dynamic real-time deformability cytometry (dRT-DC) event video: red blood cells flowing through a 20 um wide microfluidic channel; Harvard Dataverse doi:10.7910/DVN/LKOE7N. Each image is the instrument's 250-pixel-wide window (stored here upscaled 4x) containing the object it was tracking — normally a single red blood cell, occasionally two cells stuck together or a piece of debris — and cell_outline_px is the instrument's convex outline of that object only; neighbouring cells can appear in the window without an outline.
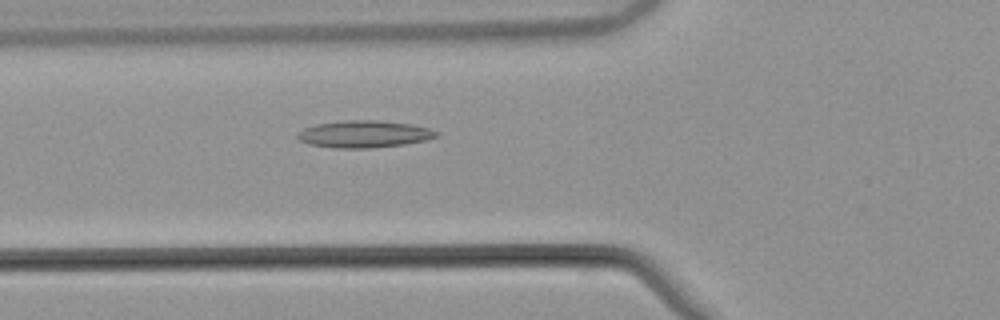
{"species": "common noctule bat (a hibernating species)", "species_latin": "Nyctalus noctula", "temperature_condition": "warm", "stored_images_in_passage": 52, "camera_frame_rate_fps": 3000, "um_per_image_px": 0.085, "animal": {"sex": "male", "body_mass_g": 21.5, "forearm_length_mm": 52.0}, "frame": {"image": 1, "passage_image": 19, "time_ms": 6.0, "image_size_px": [1000, 320], "cell_outline_px": [[440, 136], [428, 140], [404, 144], [368, 148], [336, 148], [308, 144], [300, 140], [296, 136], [296, 132], [304, 128], [316, 124], [348, 120], [376, 120], [412, 124], [428, 128], [440, 132]], "centroid_in_image_um": [30.97, 11.4], "position_along_channel_um": 94.8, "area_um2": 22.02}}
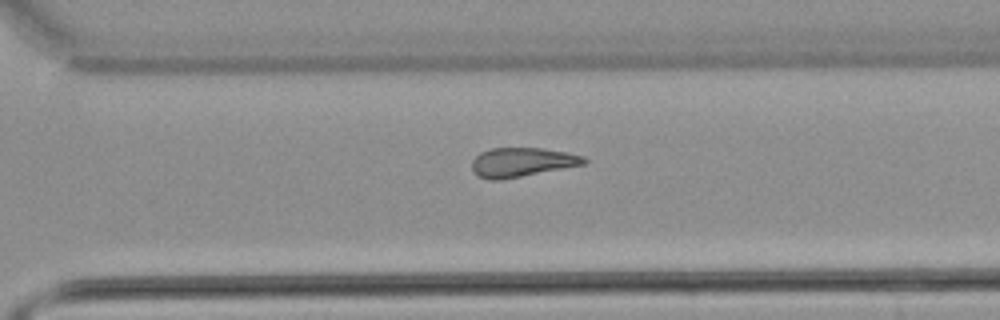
{"frame": {"image": 2, "passage_image": 37, "time_ms": 12.0, "image_size_px": [1000, 320], "cell_outline_px": [[588, 160], [584, 164], [500, 180], [488, 180], [476, 176], [472, 172], [472, 160], [480, 152], [492, 148], [544, 148], [568, 152], [584, 156]], "centroid_in_image_um": [44.33, 13.78], "position_along_channel_um": 326.3, "area_um2": 19.13}}
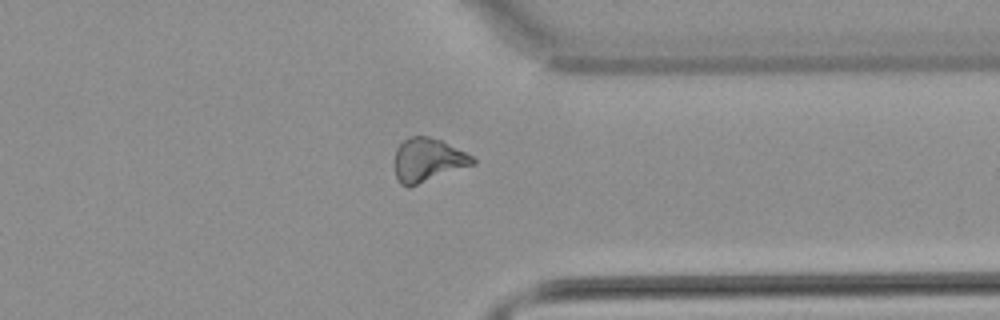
{"frame": {"image": 3, "passage_image": 41, "time_ms": 13.333, "image_size_px": [1000, 320], "cell_outline_px": [[476, 164], [408, 188], [400, 184], [396, 176], [396, 148], [408, 136], [428, 136], [440, 140], [472, 156], [476, 160]], "centroid_in_image_um": [36.37, 13.62], "position_along_channel_um": 375.0, "area_um2": 19.71}, "authors_computed_cell_mechanics": {"area_um2": 20.1722, "velocity_mm_per_s": 3.8576, "shape_relaxation_time_tau1_ms": null, "shape_relaxation_time_tau2_ms": 7.6677, "deformation_change_tau1": null, "deformation_change_tau2": 0.2049}}